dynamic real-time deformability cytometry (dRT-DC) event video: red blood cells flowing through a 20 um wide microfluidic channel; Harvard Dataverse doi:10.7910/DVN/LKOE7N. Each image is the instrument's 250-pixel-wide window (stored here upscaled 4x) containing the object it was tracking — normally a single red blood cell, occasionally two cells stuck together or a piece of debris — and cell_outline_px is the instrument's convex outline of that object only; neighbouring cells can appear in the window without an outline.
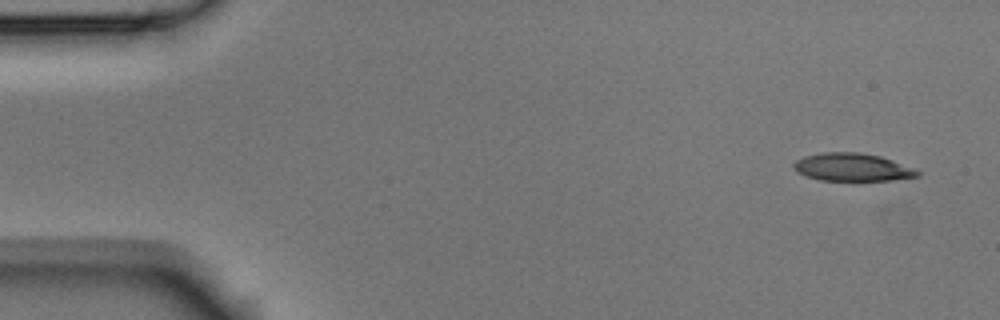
{"species": "Egyptian fruit bat (a non-hibernating species)", "species_latin": "Rousettus aegyptiacus", "temperature_condition": "room temperature", "stored_images_in_passage": 4, "camera_frame_rate_fps": 3000, "um_per_image_px": 0.085, "animal": {"sex": "male"}, "frame": {"image": 1, "passage_image": 1, "time_ms": 0.0, "image_size_px": [1000, 320], "cell_outline_px": [[920, 176], [892, 180], [820, 180], [796, 172], [792, 168], [792, 164], [796, 160], [804, 156], [820, 152], [860, 152], [880, 156], [892, 160], [912, 168], [920, 172]], "centroid_in_image_um": [72.4, 14.2], "position_along_channel_um": 12.6, "area_um2": 20.06}}
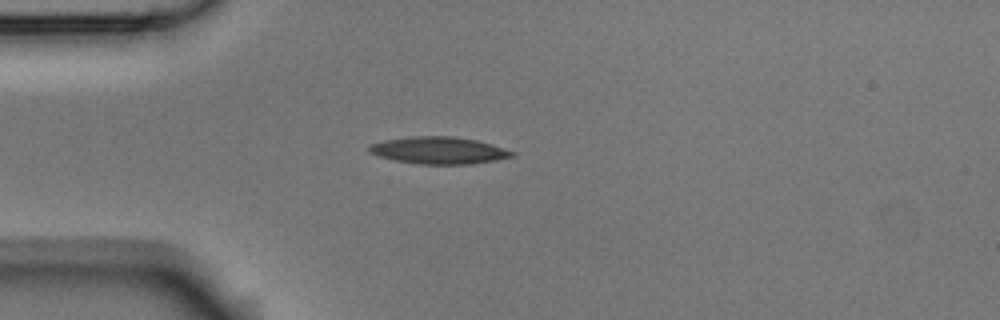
{"frame": {"image": 2, "passage_image": 4, "time_ms": 1.0, "image_size_px": [1000, 320], "cell_outline_px": [[516, 156], [472, 164], [420, 164], [396, 160], [380, 156], [368, 152], [368, 148], [372, 144], [384, 140], [412, 136], [452, 136], [476, 140], [492, 144], [516, 152]], "centroid_in_image_um": [37.34, 12.78], "position_along_channel_um": 47.7, "area_um2": 22.43}}